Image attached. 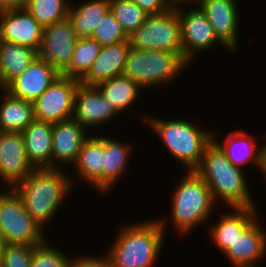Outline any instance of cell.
<instances>
[{
  "label": "cell",
  "mask_w": 266,
  "mask_h": 267,
  "mask_svg": "<svg viewBox=\"0 0 266 267\" xmlns=\"http://www.w3.org/2000/svg\"><path fill=\"white\" fill-rule=\"evenodd\" d=\"M74 260L71 259L69 267H112L107 257H99L95 256L88 257L87 255L85 257H78Z\"/></svg>",
  "instance_id": "d590c367"
},
{
  "label": "cell",
  "mask_w": 266,
  "mask_h": 267,
  "mask_svg": "<svg viewBox=\"0 0 266 267\" xmlns=\"http://www.w3.org/2000/svg\"><path fill=\"white\" fill-rule=\"evenodd\" d=\"M145 121L159 134L170 153L187 167V171L200 165L204 150L214 137L213 132H204L186 120L167 121L147 116Z\"/></svg>",
  "instance_id": "277c9868"
},
{
  "label": "cell",
  "mask_w": 266,
  "mask_h": 267,
  "mask_svg": "<svg viewBox=\"0 0 266 267\" xmlns=\"http://www.w3.org/2000/svg\"><path fill=\"white\" fill-rule=\"evenodd\" d=\"M68 256L48 245L47 240L34 246L31 267H69Z\"/></svg>",
  "instance_id": "d6a6232c"
},
{
  "label": "cell",
  "mask_w": 266,
  "mask_h": 267,
  "mask_svg": "<svg viewBox=\"0 0 266 267\" xmlns=\"http://www.w3.org/2000/svg\"><path fill=\"white\" fill-rule=\"evenodd\" d=\"M26 0H0V11L7 9L24 8Z\"/></svg>",
  "instance_id": "8d00e7d4"
},
{
  "label": "cell",
  "mask_w": 266,
  "mask_h": 267,
  "mask_svg": "<svg viewBox=\"0 0 266 267\" xmlns=\"http://www.w3.org/2000/svg\"><path fill=\"white\" fill-rule=\"evenodd\" d=\"M85 132V128L74 118L53 123L52 168H58L55 163L71 165L76 162L81 147L89 137Z\"/></svg>",
  "instance_id": "e0dca14e"
},
{
  "label": "cell",
  "mask_w": 266,
  "mask_h": 267,
  "mask_svg": "<svg viewBox=\"0 0 266 267\" xmlns=\"http://www.w3.org/2000/svg\"><path fill=\"white\" fill-rule=\"evenodd\" d=\"M109 2L111 13L128 36L135 32L149 16L133 0H109Z\"/></svg>",
  "instance_id": "4dcf8cb0"
},
{
  "label": "cell",
  "mask_w": 266,
  "mask_h": 267,
  "mask_svg": "<svg viewBox=\"0 0 266 267\" xmlns=\"http://www.w3.org/2000/svg\"><path fill=\"white\" fill-rule=\"evenodd\" d=\"M189 63L183 52L143 50L131 47L122 74L141 88L169 82Z\"/></svg>",
  "instance_id": "5b68a950"
},
{
  "label": "cell",
  "mask_w": 266,
  "mask_h": 267,
  "mask_svg": "<svg viewBox=\"0 0 266 267\" xmlns=\"http://www.w3.org/2000/svg\"><path fill=\"white\" fill-rule=\"evenodd\" d=\"M37 58L38 52L32 48L0 40V89H5Z\"/></svg>",
  "instance_id": "603a6c76"
},
{
  "label": "cell",
  "mask_w": 266,
  "mask_h": 267,
  "mask_svg": "<svg viewBox=\"0 0 266 267\" xmlns=\"http://www.w3.org/2000/svg\"><path fill=\"white\" fill-rule=\"evenodd\" d=\"M34 169L28 161L21 132L0 133V178L11 188L25 179Z\"/></svg>",
  "instance_id": "4fadbf2b"
},
{
  "label": "cell",
  "mask_w": 266,
  "mask_h": 267,
  "mask_svg": "<svg viewBox=\"0 0 266 267\" xmlns=\"http://www.w3.org/2000/svg\"><path fill=\"white\" fill-rule=\"evenodd\" d=\"M128 146L104 137L103 191H109L126 170V162L131 153V147Z\"/></svg>",
  "instance_id": "83f0119b"
},
{
  "label": "cell",
  "mask_w": 266,
  "mask_h": 267,
  "mask_svg": "<svg viewBox=\"0 0 266 267\" xmlns=\"http://www.w3.org/2000/svg\"><path fill=\"white\" fill-rule=\"evenodd\" d=\"M181 181L172 198L171 213L174 226L184 235L197 224L206 222L215 202L210 188L195 170L188 171Z\"/></svg>",
  "instance_id": "8992f818"
},
{
  "label": "cell",
  "mask_w": 266,
  "mask_h": 267,
  "mask_svg": "<svg viewBox=\"0 0 266 267\" xmlns=\"http://www.w3.org/2000/svg\"><path fill=\"white\" fill-rule=\"evenodd\" d=\"M163 224L152 220L125 226L106 255L111 266L153 267L162 248Z\"/></svg>",
  "instance_id": "3957f363"
},
{
  "label": "cell",
  "mask_w": 266,
  "mask_h": 267,
  "mask_svg": "<svg viewBox=\"0 0 266 267\" xmlns=\"http://www.w3.org/2000/svg\"><path fill=\"white\" fill-rule=\"evenodd\" d=\"M261 172L266 177V145L262 147V166H261Z\"/></svg>",
  "instance_id": "74e56055"
},
{
  "label": "cell",
  "mask_w": 266,
  "mask_h": 267,
  "mask_svg": "<svg viewBox=\"0 0 266 267\" xmlns=\"http://www.w3.org/2000/svg\"><path fill=\"white\" fill-rule=\"evenodd\" d=\"M78 39L69 17L45 26L38 57L62 74L70 66Z\"/></svg>",
  "instance_id": "30bf717a"
},
{
  "label": "cell",
  "mask_w": 266,
  "mask_h": 267,
  "mask_svg": "<svg viewBox=\"0 0 266 267\" xmlns=\"http://www.w3.org/2000/svg\"><path fill=\"white\" fill-rule=\"evenodd\" d=\"M58 168H34L12 189L22 199L26 211L41 227L49 222L67 195L72 180Z\"/></svg>",
  "instance_id": "6da1fadb"
},
{
  "label": "cell",
  "mask_w": 266,
  "mask_h": 267,
  "mask_svg": "<svg viewBox=\"0 0 266 267\" xmlns=\"http://www.w3.org/2000/svg\"><path fill=\"white\" fill-rule=\"evenodd\" d=\"M149 15L164 13L174 6L171 0H133Z\"/></svg>",
  "instance_id": "e575fe53"
},
{
  "label": "cell",
  "mask_w": 266,
  "mask_h": 267,
  "mask_svg": "<svg viewBox=\"0 0 266 267\" xmlns=\"http://www.w3.org/2000/svg\"><path fill=\"white\" fill-rule=\"evenodd\" d=\"M259 224L255 221L224 252L236 267H256V263L266 253V233Z\"/></svg>",
  "instance_id": "d6986e66"
},
{
  "label": "cell",
  "mask_w": 266,
  "mask_h": 267,
  "mask_svg": "<svg viewBox=\"0 0 266 267\" xmlns=\"http://www.w3.org/2000/svg\"><path fill=\"white\" fill-rule=\"evenodd\" d=\"M79 80L60 75L33 103L35 120L57 123L72 118Z\"/></svg>",
  "instance_id": "9c48e42d"
},
{
  "label": "cell",
  "mask_w": 266,
  "mask_h": 267,
  "mask_svg": "<svg viewBox=\"0 0 266 267\" xmlns=\"http://www.w3.org/2000/svg\"><path fill=\"white\" fill-rule=\"evenodd\" d=\"M128 39L136 49L183 52L181 22L175 4L164 13L149 15Z\"/></svg>",
  "instance_id": "52a82bcc"
},
{
  "label": "cell",
  "mask_w": 266,
  "mask_h": 267,
  "mask_svg": "<svg viewBox=\"0 0 266 267\" xmlns=\"http://www.w3.org/2000/svg\"><path fill=\"white\" fill-rule=\"evenodd\" d=\"M195 171L210 188L214 202L219 197L231 208L254 207L242 169L235 167L213 140Z\"/></svg>",
  "instance_id": "7a4b0ae2"
},
{
  "label": "cell",
  "mask_w": 266,
  "mask_h": 267,
  "mask_svg": "<svg viewBox=\"0 0 266 267\" xmlns=\"http://www.w3.org/2000/svg\"><path fill=\"white\" fill-rule=\"evenodd\" d=\"M196 3L212 25L217 39L226 50L235 51L239 23L235 0H197Z\"/></svg>",
  "instance_id": "5bb4252c"
},
{
  "label": "cell",
  "mask_w": 266,
  "mask_h": 267,
  "mask_svg": "<svg viewBox=\"0 0 266 267\" xmlns=\"http://www.w3.org/2000/svg\"><path fill=\"white\" fill-rule=\"evenodd\" d=\"M232 209H234V213L223 215L210 228L212 240L223 253L257 220L255 207H235Z\"/></svg>",
  "instance_id": "44dd1931"
},
{
  "label": "cell",
  "mask_w": 266,
  "mask_h": 267,
  "mask_svg": "<svg viewBox=\"0 0 266 267\" xmlns=\"http://www.w3.org/2000/svg\"><path fill=\"white\" fill-rule=\"evenodd\" d=\"M102 46L93 38H79L76 42L70 66L62 73L64 76L80 80L89 70Z\"/></svg>",
  "instance_id": "f1b7e54d"
},
{
  "label": "cell",
  "mask_w": 266,
  "mask_h": 267,
  "mask_svg": "<svg viewBox=\"0 0 266 267\" xmlns=\"http://www.w3.org/2000/svg\"><path fill=\"white\" fill-rule=\"evenodd\" d=\"M174 4H177V3H188L189 1L191 2V0H171ZM188 1V2H187Z\"/></svg>",
  "instance_id": "ab89813d"
},
{
  "label": "cell",
  "mask_w": 266,
  "mask_h": 267,
  "mask_svg": "<svg viewBox=\"0 0 266 267\" xmlns=\"http://www.w3.org/2000/svg\"><path fill=\"white\" fill-rule=\"evenodd\" d=\"M53 123L33 120L21 133L28 161L34 168H52Z\"/></svg>",
  "instance_id": "ffe728a7"
},
{
  "label": "cell",
  "mask_w": 266,
  "mask_h": 267,
  "mask_svg": "<svg viewBox=\"0 0 266 267\" xmlns=\"http://www.w3.org/2000/svg\"><path fill=\"white\" fill-rule=\"evenodd\" d=\"M110 11L109 0H89L77 7L70 6L68 17L78 38L90 37Z\"/></svg>",
  "instance_id": "d4e9b609"
},
{
  "label": "cell",
  "mask_w": 266,
  "mask_h": 267,
  "mask_svg": "<svg viewBox=\"0 0 266 267\" xmlns=\"http://www.w3.org/2000/svg\"><path fill=\"white\" fill-rule=\"evenodd\" d=\"M0 231L7 244L37 246L46 240L43 229L26 211L13 189L0 193Z\"/></svg>",
  "instance_id": "ba28073f"
},
{
  "label": "cell",
  "mask_w": 266,
  "mask_h": 267,
  "mask_svg": "<svg viewBox=\"0 0 266 267\" xmlns=\"http://www.w3.org/2000/svg\"><path fill=\"white\" fill-rule=\"evenodd\" d=\"M4 100L0 104V130L22 132L35 118L33 103L12 96L3 89Z\"/></svg>",
  "instance_id": "484cf974"
},
{
  "label": "cell",
  "mask_w": 266,
  "mask_h": 267,
  "mask_svg": "<svg viewBox=\"0 0 266 267\" xmlns=\"http://www.w3.org/2000/svg\"><path fill=\"white\" fill-rule=\"evenodd\" d=\"M119 112L102 95L97 86H86L79 83L74 99L72 118L84 128L107 122Z\"/></svg>",
  "instance_id": "9a60e30c"
},
{
  "label": "cell",
  "mask_w": 266,
  "mask_h": 267,
  "mask_svg": "<svg viewBox=\"0 0 266 267\" xmlns=\"http://www.w3.org/2000/svg\"><path fill=\"white\" fill-rule=\"evenodd\" d=\"M130 48L129 39L102 47L88 72L79 82L86 86H97L103 81L122 75Z\"/></svg>",
  "instance_id": "ac0fdd59"
},
{
  "label": "cell",
  "mask_w": 266,
  "mask_h": 267,
  "mask_svg": "<svg viewBox=\"0 0 266 267\" xmlns=\"http://www.w3.org/2000/svg\"><path fill=\"white\" fill-rule=\"evenodd\" d=\"M61 74L39 57L6 88L12 96L34 102Z\"/></svg>",
  "instance_id": "2e32d148"
},
{
  "label": "cell",
  "mask_w": 266,
  "mask_h": 267,
  "mask_svg": "<svg viewBox=\"0 0 266 267\" xmlns=\"http://www.w3.org/2000/svg\"><path fill=\"white\" fill-rule=\"evenodd\" d=\"M97 88L119 113L136 101L138 93L142 89L136 82L123 74L99 83Z\"/></svg>",
  "instance_id": "4316f807"
},
{
  "label": "cell",
  "mask_w": 266,
  "mask_h": 267,
  "mask_svg": "<svg viewBox=\"0 0 266 267\" xmlns=\"http://www.w3.org/2000/svg\"><path fill=\"white\" fill-rule=\"evenodd\" d=\"M90 37L95 39L102 47L128 40L129 38L111 11L97 25Z\"/></svg>",
  "instance_id": "1f68e13d"
},
{
  "label": "cell",
  "mask_w": 266,
  "mask_h": 267,
  "mask_svg": "<svg viewBox=\"0 0 266 267\" xmlns=\"http://www.w3.org/2000/svg\"><path fill=\"white\" fill-rule=\"evenodd\" d=\"M180 3L175 4L181 22V40L183 45V58L188 62H192L194 53L197 51H207L216 43H220L216 37L213 27L207 19L206 15L199 7L190 9L188 13L182 12ZM184 14V15H183Z\"/></svg>",
  "instance_id": "8fae6325"
},
{
  "label": "cell",
  "mask_w": 266,
  "mask_h": 267,
  "mask_svg": "<svg viewBox=\"0 0 266 267\" xmlns=\"http://www.w3.org/2000/svg\"><path fill=\"white\" fill-rule=\"evenodd\" d=\"M74 166L83 180L103 192L104 137H88L78 153Z\"/></svg>",
  "instance_id": "7402d4cb"
},
{
  "label": "cell",
  "mask_w": 266,
  "mask_h": 267,
  "mask_svg": "<svg viewBox=\"0 0 266 267\" xmlns=\"http://www.w3.org/2000/svg\"><path fill=\"white\" fill-rule=\"evenodd\" d=\"M43 29L25 8L0 11V38L3 41L26 46L38 52Z\"/></svg>",
  "instance_id": "7c38bea8"
},
{
  "label": "cell",
  "mask_w": 266,
  "mask_h": 267,
  "mask_svg": "<svg viewBox=\"0 0 266 267\" xmlns=\"http://www.w3.org/2000/svg\"><path fill=\"white\" fill-rule=\"evenodd\" d=\"M70 5L65 0H26L24 8L45 27L67 18Z\"/></svg>",
  "instance_id": "f546056e"
},
{
  "label": "cell",
  "mask_w": 266,
  "mask_h": 267,
  "mask_svg": "<svg viewBox=\"0 0 266 267\" xmlns=\"http://www.w3.org/2000/svg\"><path fill=\"white\" fill-rule=\"evenodd\" d=\"M212 140L224 152L226 158L237 168L241 169V165L255 162L256 166L261 170L262 166V148L256 146L252 137L242 130H236L227 135L224 144Z\"/></svg>",
  "instance_id": "cb8c5ba5"
},
{
  "label": "cell",
  "mask_w": 266,
  "mask_h": 267,
  "mask_svg": "<svg viewBox=\"0 0 266 267\" xmlns=\"http://www.w3.org/2000/svg\"><path fill=\"white\" fill-rule=\"evenodd\" d=\"M34 246L28 244H6L0 267H31Z\"/></svg>",
  "instance_id": "836d02e7"
},
{
  "label": "cell",
  "mask_w": 266,
  "mask_h": 267,
  "mask_svg": "<svg viewBox=\"0 0 266 267\" xmlns=\"http://www.w3.org/2000/svg\"><path fill=\"white\" fill-rule=\"evenodd\" d=\"M6 244L7 243L4 239V236H3L2 232L0 231V260L2 258L3 253H4V249L6 247Z\"/></svg>",
  "instance_id": "f35d334b"
}]
</instances>
